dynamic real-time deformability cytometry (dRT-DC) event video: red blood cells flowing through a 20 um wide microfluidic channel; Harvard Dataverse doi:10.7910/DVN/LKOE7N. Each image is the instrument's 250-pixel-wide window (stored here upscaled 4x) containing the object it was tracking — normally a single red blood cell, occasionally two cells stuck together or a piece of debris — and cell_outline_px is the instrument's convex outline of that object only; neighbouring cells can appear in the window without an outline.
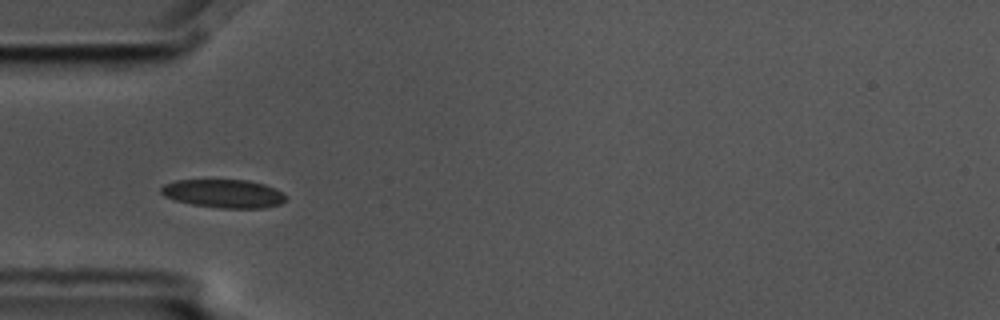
{"species": "common noctule bat (a hibernating species)", "species_latin": "Nyctalus noctula", "temperature_condition": "cold", "stored_images_in_passage": 13, "camera_frame_rate_fps": 3000, "um_per_image_px": 0.085, "animal": {"sex": "male", "body_mass_g": 17.5, "forearm_length_mm": 52.3}, "frame": {"image": 1, "passage_image": 3, "time_ms": 0.667, "image_size_px": [1000, 320], "cell_outline_px": [[284, 200], [280, 204], [264, 208], [220, 208], [192, 204], [176, 200], [164, 196], [160, 192], [160, 188], [164, 184], [176, 180], [248, 180], [264, 184], [276, 188], [284, 196]], "centroid_in_image_um": [18.99, 16.45], "position_along_channel_um": 66.0, "area_um2": 20.52}}
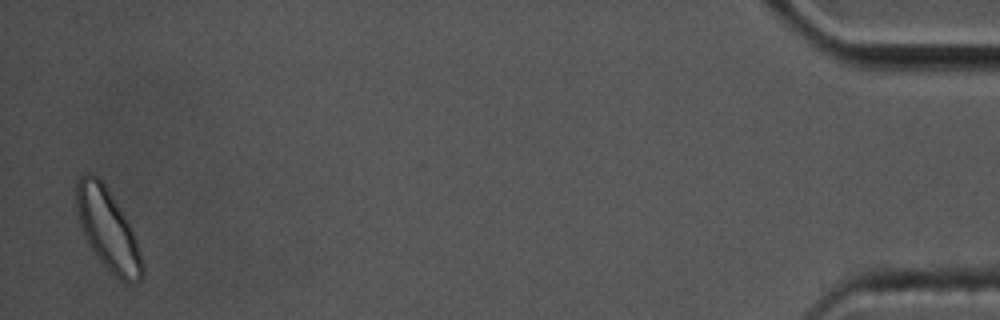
{"frame": {"image": 2, "passage_image": 13, "time_ms": 4.0, "image_size_px": [1000, 320], "cell_outline_px": [[144, 276], [140, 280], [132, 284], [124, 284], [96, 256], [80, 228], [76, 208], [76, 180], [84, 172], [92, 172], [104, 184], [124, 216], [136, 240], [144, 264]], "centroid_in_image_um": [9.15, 19.52], "position_along_channel_um": 426.1, "area_um2": 30.87}}